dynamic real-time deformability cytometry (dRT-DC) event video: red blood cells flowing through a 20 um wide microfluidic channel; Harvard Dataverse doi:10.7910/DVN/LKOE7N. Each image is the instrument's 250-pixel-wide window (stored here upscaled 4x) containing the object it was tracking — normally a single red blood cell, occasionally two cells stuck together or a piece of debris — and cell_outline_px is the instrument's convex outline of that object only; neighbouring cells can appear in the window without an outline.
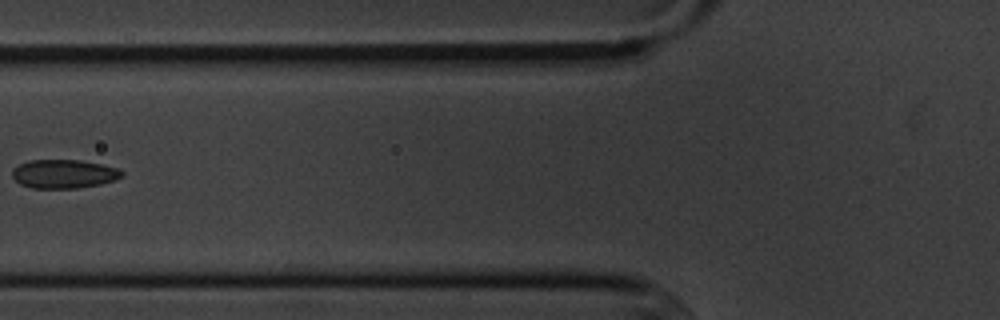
{"species": "common noctule bat (a hibernating species)", "species_latin": "Nyctalus noctula", "temperature_condition": "cold", "stored_images_in_passage": 6, "camera_frame_rate_fps": 3000, "um_per_image_px": 0.085, "animal": {"sex": "male", "body_mass_g": 20.1, "forearm_length_mm": 53.5}, "frame": {"image": 1, "passage_image": 6, "time_ms": 6.0, "image_size_px": [1000, 320], "cell_outline_px": [[124, 176], [116, 180], [100, 184], [76, 188], [32, 188], [20, 184], [12, 176], [12, 168], [28, 160], [80, 160], [104, 164], [120, 168], [124, 172]], "centroid_in_image_um": [5.47, 14.77], "position_along_channel_um": 120.3, "area_um2": 18.61}}